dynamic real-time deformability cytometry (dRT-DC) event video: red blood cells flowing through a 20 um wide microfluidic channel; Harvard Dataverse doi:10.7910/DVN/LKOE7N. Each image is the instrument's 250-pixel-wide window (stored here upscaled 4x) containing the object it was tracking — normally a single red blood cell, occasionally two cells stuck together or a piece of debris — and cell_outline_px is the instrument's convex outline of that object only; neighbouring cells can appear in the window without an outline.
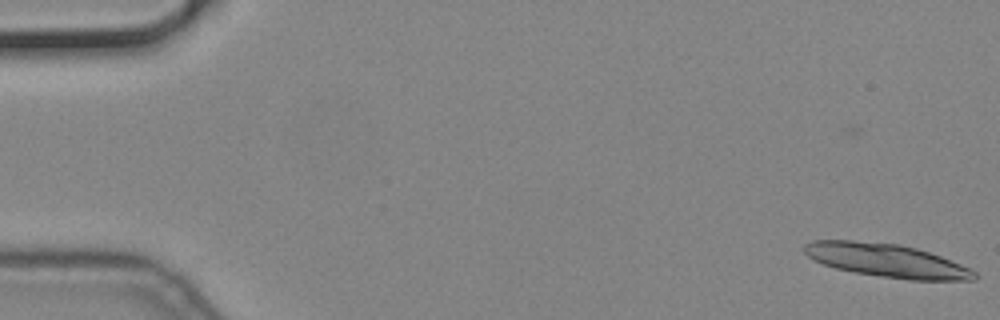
{"species": "common noctule bat (a hibernating species)", "species_latin": "Nyctalus noctula", "temperature_condition": "cold", "stored_images_in_passage": 16, "camera_frame_rate_fps": 3000, "um_per_image_px": 0.085, "animal": {"sex": "male", "body_mass_g": 19.2, "forearm_length_mm": 51.8}, "frame": {"image": 1, "passage_image": 1, "time_ms": 0.0, "image_size_px": [1000, 320], "cell_outline_px": [[976, 280], [908, 280], [880, 276], [856, 272], [836, 268], [824, 264], [808, 256], [804, 252], [804, 244], [812, 240], [852, 240], [896, 244], [916, 248], [940, 256], [972, 268], [976, 272]], "centroid_in_image_um": [75.39, 22.14], "position_along_channel_um": 9.6, "area_um2": 32.89}}